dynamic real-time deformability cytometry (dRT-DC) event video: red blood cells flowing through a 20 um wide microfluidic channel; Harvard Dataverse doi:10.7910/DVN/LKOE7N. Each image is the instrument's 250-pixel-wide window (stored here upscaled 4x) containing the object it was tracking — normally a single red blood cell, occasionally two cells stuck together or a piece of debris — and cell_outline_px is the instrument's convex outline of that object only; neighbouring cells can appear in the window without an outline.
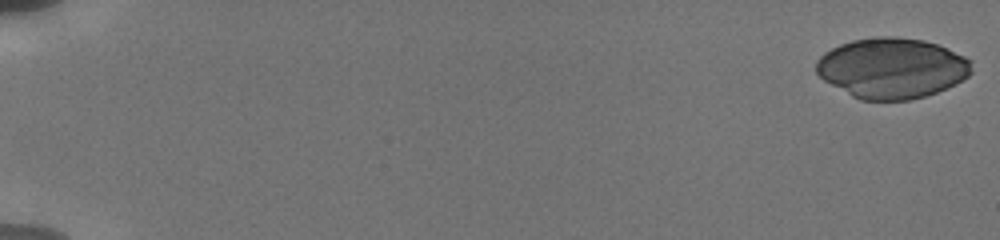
{"species": "human", "species_latin": "Homo sapiens", "temperature_condition": "cold", "stored_images_in_passage": 43, "camera_frame_rate_fps": 3000, "um_per_image_px": 0.085, "donor": {"sex": "male"}, "frame": {"image": 1, "passage_image": 1, "time_ms": 0.0, "image_size_px": [1000, 240], "cell_outline_px": [[972, 72], [968, 76], [936, 92], [924, 96], [908, 100], [860, 100], [852, 96], [824, 80], [816, 72], [816, 60], [824, 52], [840, 44], [852, 40], [876, 36], [896, 36], [924, 40], [936, 44], [964, 56], [972, 60]], "centroid_in_image_um": [75.79, 5.77], "position_along_channel_um": 9.2, "area_um2": 54.56}}
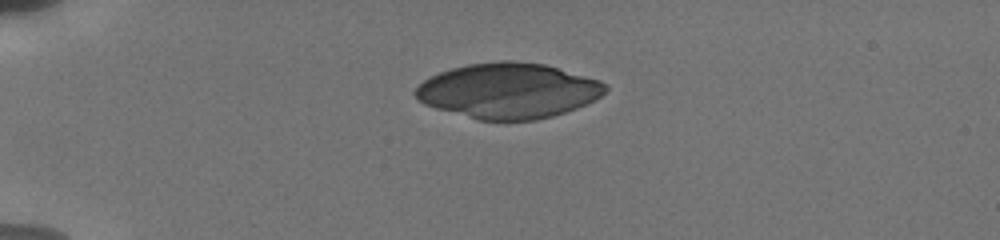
{"frame": {"image": 2, "passage_image": 18, "time_ms": 4.667, "image_size_px": [1000, 240], "cell_outline_px": [[608, 88], [600, 96], [576, 108], [552, 116], [536, 120], [476, 120], [436, 108], [424, 104], [416, 100], [412, 92], [424, 80], [440, 72], [452, 68], [468, 64], [500, 60], [512, 60], [544, 64], [600, 80], [608, 84]], "centroid_in_image_um": [43.18, 7.71], "position_along_channel_um": 41.8, "area_um2": 61.21}}